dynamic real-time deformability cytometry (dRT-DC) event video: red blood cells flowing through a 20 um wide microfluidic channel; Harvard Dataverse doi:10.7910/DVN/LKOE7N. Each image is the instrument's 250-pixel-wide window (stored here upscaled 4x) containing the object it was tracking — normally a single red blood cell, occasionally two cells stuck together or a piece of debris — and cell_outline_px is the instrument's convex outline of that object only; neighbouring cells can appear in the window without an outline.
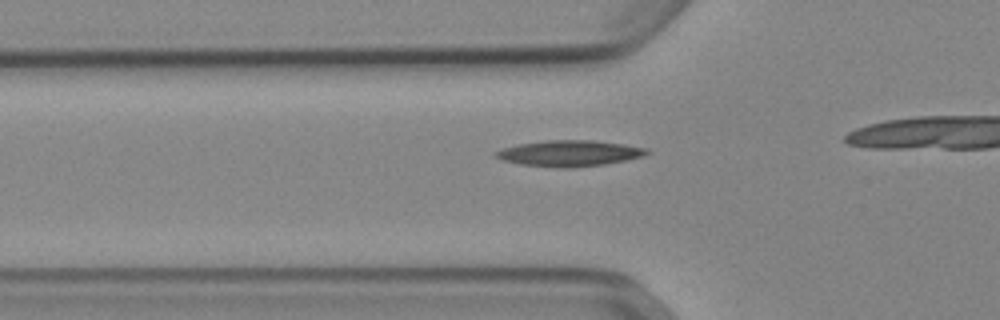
{"species": "Egyptian fruit bat (a non-hibernating species)", "species_latin": "Rousettus aegyptiacus", "temperature_condition": "cold", "stored_images_in_passage": 37, "camera_frame_rate_fps": 3000, "um_per_image_px": 0.085, "animal": {"sex": "female"}, "frame": {"image": 1, "passage_image": 13, "time_ms": 4.0, "image_size_px": [1000, 320], "cell_outline_px": [[652, 152], [644, 156], [604, 164], [572, 168], [560, 168], [520, 164], [504, 160], [492, 156], [492, 152], [504, 148], [520, 144], [548, 140], [592, 140], [624, 144], [648, 148]], "centroid_in_image_um": [48.41, 13.03], "position_along_channel_um": 77.4, "area_um2": 22.89}}
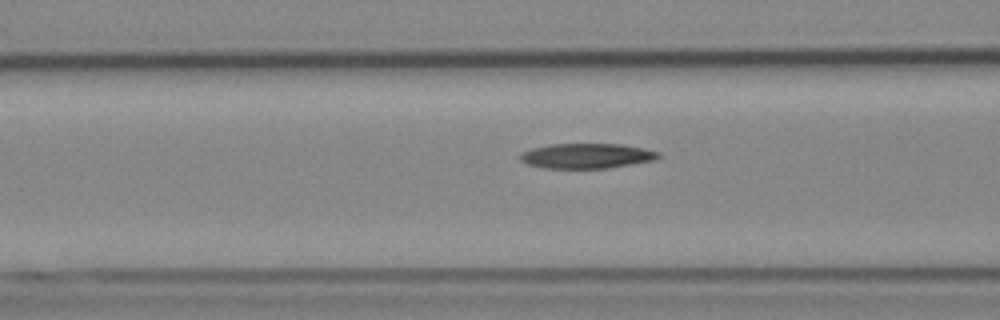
{"frame": {"image": 2, "passage_image": 16, "time_ms": 5.0, "image_size_px": [1000, 320], "cell_outline_px": [[664, 156], [656, 160], [608, 168], [544, 168], [528, 164], [520, 160], [520, 152], [532, 148], [552, 144], [620, 144], [644, 148], [660, 152]], "centroid_in_image_um": [49.92, 13.25], "position_along_channel_um": 116.7, "area_um2": 20.29}}
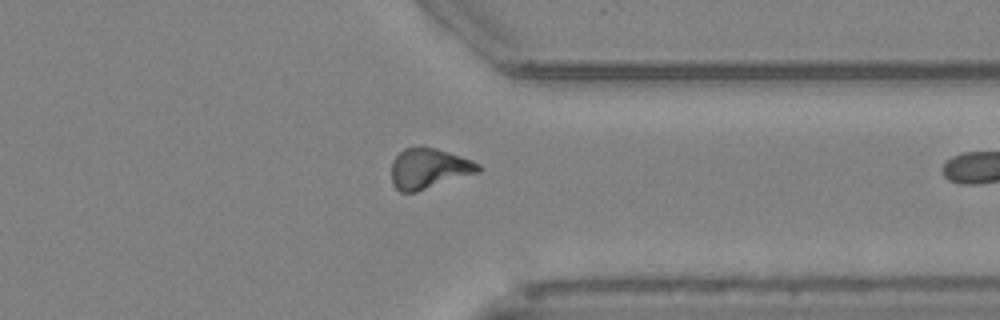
{"frame": {"image": 3, "passage_image": 36, "time_ms": 11.667, "image_size_px": [1000, 320], "cell_outline_px": [[484, 168], [480, 172], [416, 192], [400, 192], [392, 184], [392, 160], [404, 148], [420, 144], [424, 144], [472, 160], [480, 164]], "centroid_in_image_um": [36.46, 14.29], "position_along_channel_um": 374.9, "area_um2": 20.87}}